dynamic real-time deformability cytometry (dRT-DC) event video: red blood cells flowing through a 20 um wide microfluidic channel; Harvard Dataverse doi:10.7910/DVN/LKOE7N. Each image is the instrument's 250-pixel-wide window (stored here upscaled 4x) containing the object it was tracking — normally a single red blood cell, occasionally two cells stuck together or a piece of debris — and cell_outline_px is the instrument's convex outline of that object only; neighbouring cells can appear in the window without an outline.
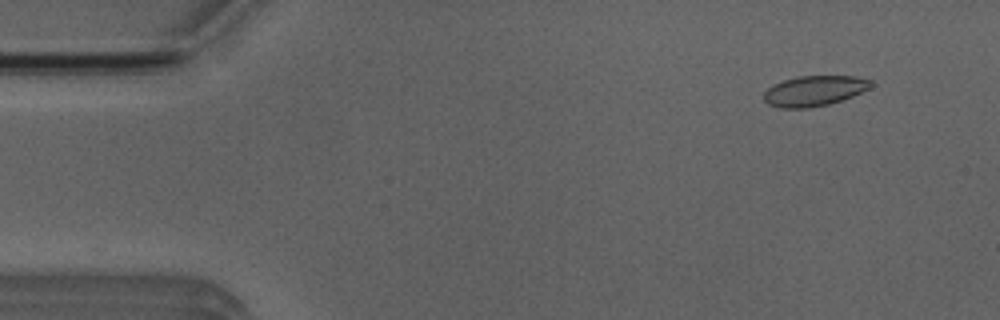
{"species": "Egyptian fruit bat (a non-hibernating species)", "species_latin": "Rousettus aegyptiacus", "temperature_condition": "room temperature", "stored_images_in_passage": 4, "camera_frame_rate_fps": 3000, "um_per_image_px": 0.085, "animal": {"sex": "male"}, "frame": {"image": 1, "passage_image": 2, "time_ms": 1.333, "image_size_px": [1000, 320], "cell_outline_px": [[872, 84], [868, 88], [852, 96], [828, 104], [808, 108], [780, 108], [768, 104], [764, 100], [764, 92], [772, 84], [796, 76], [856, 76], [872, 80]], "centroid_in_image_um": [69.17, 7.71], "position_along_channel_um": 15.8, "area_um2": 18.84}}